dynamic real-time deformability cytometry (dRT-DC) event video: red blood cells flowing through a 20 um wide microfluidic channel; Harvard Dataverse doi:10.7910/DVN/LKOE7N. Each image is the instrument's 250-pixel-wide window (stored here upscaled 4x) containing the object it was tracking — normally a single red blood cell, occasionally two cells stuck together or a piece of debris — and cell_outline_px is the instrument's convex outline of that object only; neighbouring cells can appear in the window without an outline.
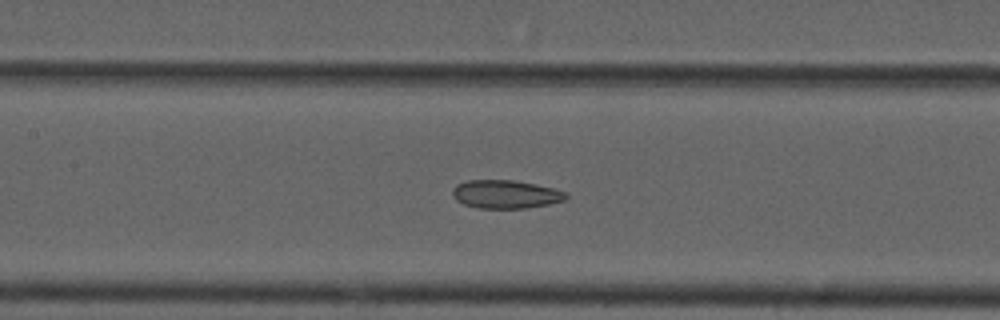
{"species": "common noctule bat (a hibernating species)", "species_latin": "Nyctalus noctula", "temperature_condition": "cold", "stored_images_in_passage": 33, "camera_frame_rate_fps": 3000, "um_per_image_px": 0.085, "animal": {"sex": "male", "forearm_length_mm": 52.5}, "frame": {"image": 1, "passage_image": 15, "time_ms": 4.667, "image_size_px": [1000, 320], "cell_outline_px": [[568, 196], [564, 200], [548, 204], [524, 208], [476, 208], [464, 204], [456, 200], [452, 196], [452, 188], [456, 184], [468, 180], [512, 180], [536, 184], [568, 192]], "centroid_in_image_um": [42.95, 16.5], "position_along_channel_um": 164.5, "area_um2": 18.79}}
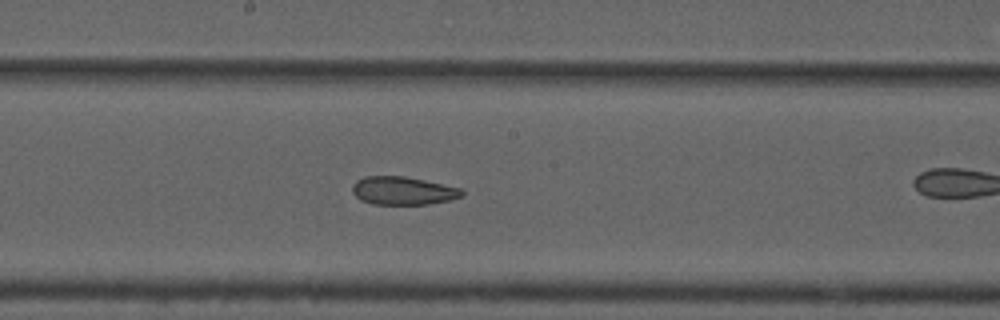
{"frame": {"image": 2, "passage_image": 19, "time_ms": 6.0, "image_size_px": [1000, 320], "cell_outline_px": [[464, 192], [460, 196], [448, 200], [428, 204], [372, 204], [360, 200], [352, 192], [352, 184], [356, 180], [364, 176], [404, 176], [424, 180], [460, 188]], "centroid_in_image_um": [34.18, 16.2], "position_along_channel_um": 214.0, "area_um2": 17.86}}